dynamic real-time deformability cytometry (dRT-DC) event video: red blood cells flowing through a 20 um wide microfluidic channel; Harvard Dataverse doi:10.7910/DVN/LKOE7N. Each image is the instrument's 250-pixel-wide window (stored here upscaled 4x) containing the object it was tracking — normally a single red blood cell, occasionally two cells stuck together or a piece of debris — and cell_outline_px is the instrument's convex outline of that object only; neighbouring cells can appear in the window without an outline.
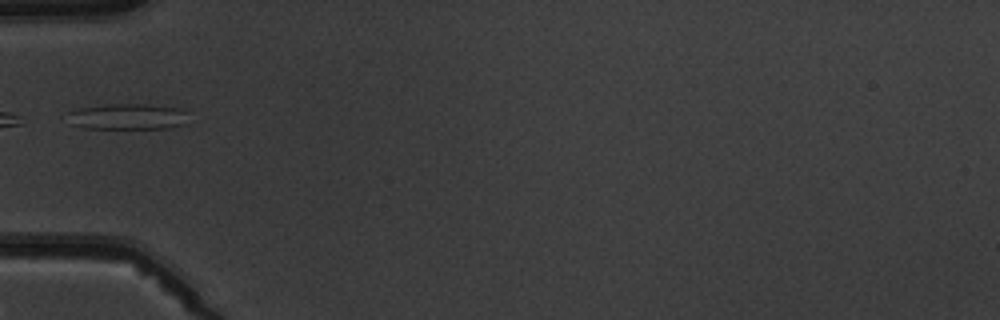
{"species": "common noctule bat (a hibernating species)", "species_latin": "Nyctalus noctula", "temperature_condition": "warm", "stored_images_in_passage": 6, "camera_frame_rate_fps": 3000, "um_per_image_px": 0.085, "animal": {"sex": "male", "body_mass_g": 19.5, "forearm_length_mm": 54.6}, "frame": {"image": 1, "passage_image": 6, "time_ms": 5.667, "image_size_px": [1000, 320], "cell_outline_px": [[188, 112], [184, 124], [168, 128], [84, 128], [68, 124], [68, 112], [76, 108], [108, 104], [144, 104], [180, 108]], "centroid_in_image_um": [10.8, 9.91], "position_along_channel_um": 74.2, "area_um2": 18.38}}